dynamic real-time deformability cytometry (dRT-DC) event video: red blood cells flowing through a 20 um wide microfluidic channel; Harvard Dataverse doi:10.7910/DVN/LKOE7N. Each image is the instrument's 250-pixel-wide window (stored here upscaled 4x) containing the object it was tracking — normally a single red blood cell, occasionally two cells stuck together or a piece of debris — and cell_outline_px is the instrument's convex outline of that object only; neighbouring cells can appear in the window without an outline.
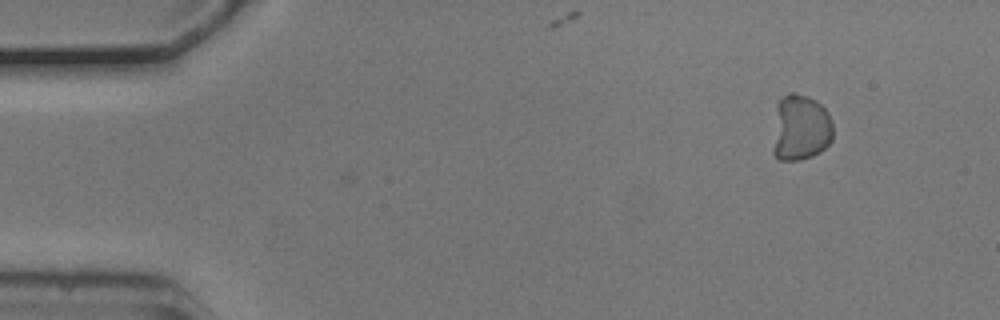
{"species": "common noctule bat (a hibernating species)", "species_latin": "Nyctalus noctula", "temperature_condition": "cold", "stored_images_in_passage": 7, "camera_frame_rate_fps": 3000, "um_per_image_px": 0.085, "animal": {"sex": "male", "body_mass_g": 20.5, "forearm_length_mm": 52.5}, "frame": {"image": 1, "passage_image": 1, "time_ms": 0.0, "image_size_px": [1000, 320], "cell_outline_px": [[832, 140], [820, 152], [812, 156], [800, 160], [780, 160], [772, 152], [772, 148], [776, 104], [788, 92], [796, 92], [808, 96], [816, 100], [828, 112], [832, 120]], "centroid_in_image_um": [68.03, 10.85], "position_along_channel_um": 17.0, "area_um2": 23.58}}